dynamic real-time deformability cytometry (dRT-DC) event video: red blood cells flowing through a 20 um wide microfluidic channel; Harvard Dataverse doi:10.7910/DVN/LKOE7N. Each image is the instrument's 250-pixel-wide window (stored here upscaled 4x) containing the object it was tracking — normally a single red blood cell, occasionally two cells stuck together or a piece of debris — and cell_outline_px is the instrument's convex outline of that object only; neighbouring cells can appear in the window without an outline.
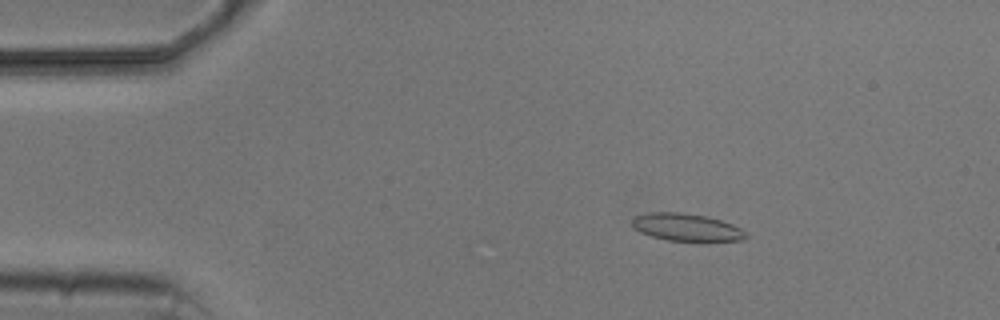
{"species": "common noctule bat (a hibernating species)", "species_latin": "Nyctalus noctula", "temperature_condition": "cold", "stored_images_in_passage": 4, "camera_frame_rate_fps": 3000, "um_per_image_px": 0.085, "animal": {"sex": "male", "body_mass_g": 20.5, "forearm_length_mm": 52.5}, "frame": {"image": 1, "passage_image": 3, "time_ms": 2.333, "image_size_px": [1000, 320], "cell_outline_px": [[748, 236], [744, 240], [704, 244], [700, 244], [668, 240], [652, 236], [640, 232], [632, 224], [632, 220], [636, 216], [648, 212], [680, 212], [708, 216], [732, 224], [740, 228]], "centroid_in_image_um": [58.44, 19.37], "position_along_channel_um": 26.6, "area_um2": 19.02}}